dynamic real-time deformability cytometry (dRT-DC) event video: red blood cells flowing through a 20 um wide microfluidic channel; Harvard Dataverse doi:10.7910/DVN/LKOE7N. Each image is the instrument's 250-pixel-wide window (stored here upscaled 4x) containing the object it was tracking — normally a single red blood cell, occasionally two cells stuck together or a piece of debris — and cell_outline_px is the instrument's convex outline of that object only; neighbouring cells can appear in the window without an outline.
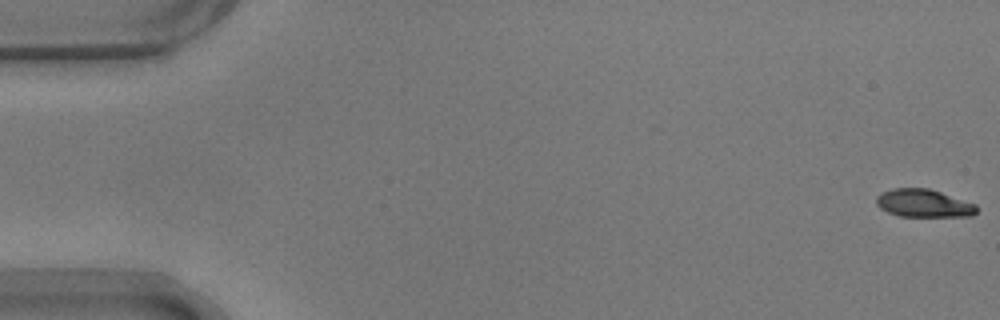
{"species": "common noctule bat (a hibernating species)", "species_latin": "Nyctalus noctula", "temperature_condition": "warm", "stored_images_in_passage": 55, "camera_frame_rate_fps": 3000, "um_per_image_px": 0.085, "animal": {"sex": "male", "body_mass_g": 17.9}, "frame": {"image": 1, "passage_image": 1, "time_ms": 0.0, "image_size_px": [1000, 320], "cell_outline_px": [[976, 212], [972, 216], [900, 216], [888, 212], [880, 208], [876, 204], [876, 196], [892, 188], [928, 188], [976, 204]], "centroid_in_image_um": [78.49, 17.28], "position_along_channel_um": 6.5, "area_um2": 16.13}}
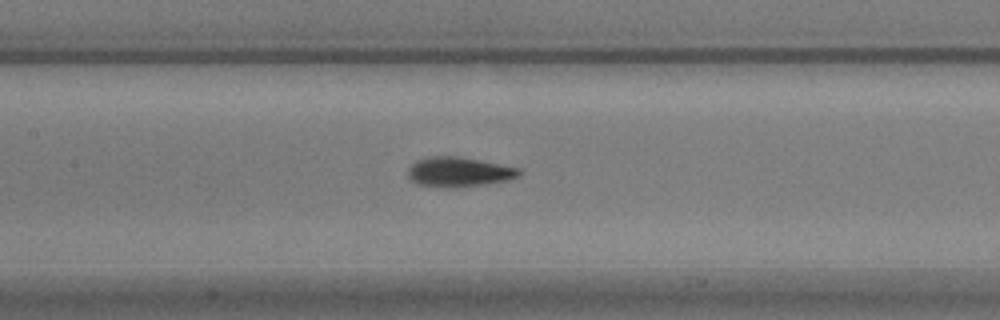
{"frame": {"image": 2, "passage_image": 26, "time_ms": 8.333, "image_size_px": [1000, 320], "cell_outline_px": [[524, 172], [520, 176], [508, 180], [484, 184], [456, 188], [448, 188], [416, 184], [408, 176], [408, 168], [416, 160], [428, 156], [456, 156], [480, 160], [520, 168]], "centroid_in_image_um": [39.02, 14.62], "position_along_channel_um": 168.4, "area_um2": 19.48}}
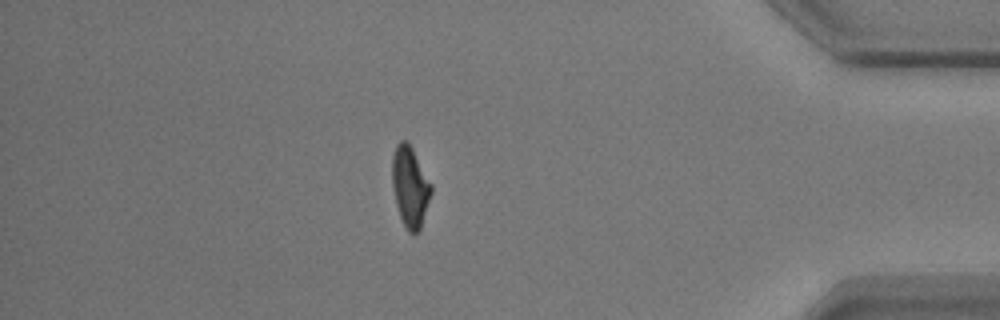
{"frame": {"image": 3, "passage_image": 48, "time_ms": 15.667, "image_size_px": [1000, 320], "cell_outline_px": [[432, 192], [420, 228], [412, 236], [408, 232], [400, 216], [396, 204], [392, 184], [392, 156], [396, 144], [400, 140], [404, 140], [412, 148], [432, 184]], "centroid_in_image_um": [34.85, 15.86], "position_along_channel_um": 400.3, "area_um2": 18.21}, "authors_computed_cell_mechanics": {"area_um2": 18.3226, "velocity_mm_per_s": 3.6883, "shape_relaxation_time_tau1_ms": 3.8168, "shape_relaxation_time_tau2_ms": 1.3259, "deformation_change_tau1": 0.1668, "deformation_change_tau2": 0.0734}}